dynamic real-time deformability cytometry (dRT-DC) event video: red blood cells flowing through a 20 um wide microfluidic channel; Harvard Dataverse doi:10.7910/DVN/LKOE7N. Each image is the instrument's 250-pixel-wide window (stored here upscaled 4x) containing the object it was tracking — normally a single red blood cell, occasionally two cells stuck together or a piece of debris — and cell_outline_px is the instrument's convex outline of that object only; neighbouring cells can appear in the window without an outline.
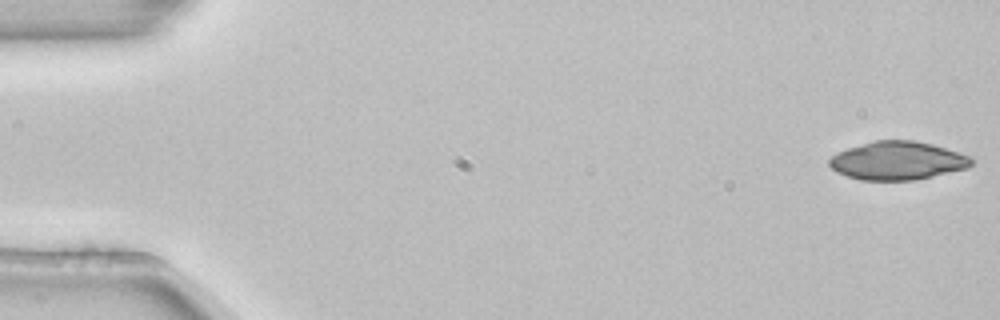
{"species": "common noctule bat (a hibernating species)", "species_latin": "Nyctalus noctula", "temperature_condition": "room temperature", "stored_images_in_passage": 5, "camera_frame_rate_fps": 3000, "um_per_image_px": 0.085, "animal": {"sex": "female", "body_mass_g": 22.7, "forearm_length_mm": 54.2}, "frame": {"image": 1, "passage_image": 1, "time_ms": 0.0, "image_size_px": [1000, 320], "cell_outline_px": [[976, 160], [968, 168], [916, 180], [860, 180], [836, 172], [828, 164], [828, 160], [836, 152], [848, 148], [876, 140], [916, 140], [932, 144], [972, 156]], "centroid_in_image_um": [76.32, 13.66], "position_along_channel_um": 8.7, "area_um2": 31.96}}